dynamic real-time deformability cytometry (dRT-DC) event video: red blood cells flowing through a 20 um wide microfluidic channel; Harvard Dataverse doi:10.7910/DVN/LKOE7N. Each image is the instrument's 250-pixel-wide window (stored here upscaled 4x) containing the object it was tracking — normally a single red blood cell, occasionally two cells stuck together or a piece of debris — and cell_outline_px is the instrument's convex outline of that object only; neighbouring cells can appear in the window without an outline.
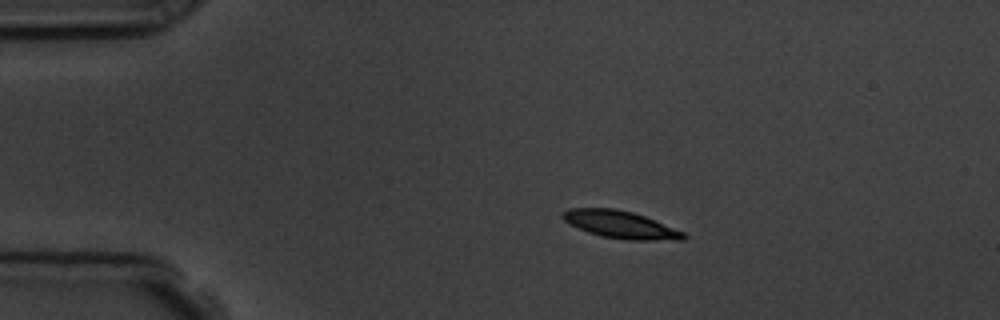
{"species": "common noctule bat (a hibernating species)", "species_latin": "Nyctalus noctula", "temperature_condition": "room temperature", "stored_images_in_passage": 14, "camera_frame_rate_fps": 3000, "um_per_image_px": 0.085, "animal": {"sex": "male", "body_mass_g": 19.5, "forearm_length_mm": 54.6}, "frame": {"image": 1, "passage_image": 1, "time_ms": 0.0, "image_size_px": [1000, 320], "cell_outline_px": [[688, 236], [684, 240], [628, 240], [604, 236], [588, 232], [564, 220], [560, 216], [560, 212], [568, 208], [616, 208], [632, 212], [644, 216], [684, 232]], "centroid_in_image_um": [52.74, 19.08], "position_along_channel_um": 32.3, "area_um2": 19.19}}
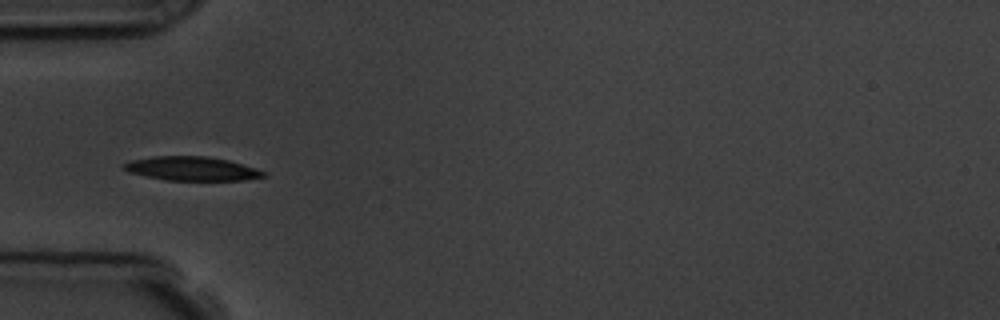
{"frame": {"image": 2, "passage_image": 3, "time_ms": 2.333, "image_size_px": [1000, 320], "cell_outline_px": [[268, 176], [244, 180], [164, 180], [144, 176], [128, 172], [120, 164], [132, 160], [152, 156], [208, 156], [228, 160], [256, 168], [268, 172]], "centroid_in_image_um": [16.31, 14.33], "position_along_channel_um": 68.7, "area_um2": 19.71}}
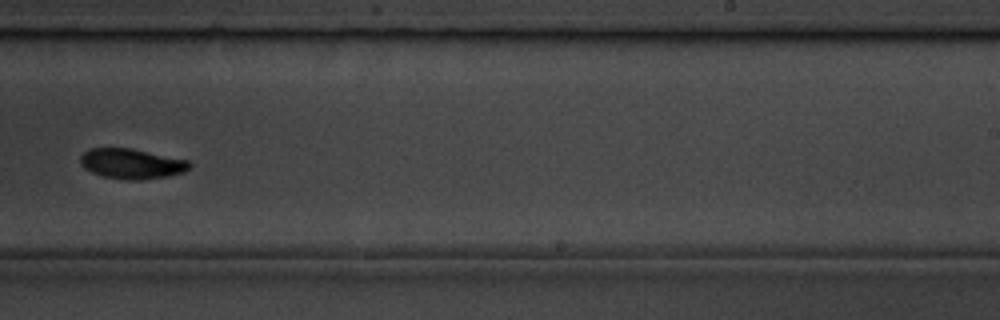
{"frame": {"image": 3, "passage_image": 8, "time_ms": 8.0, "image_size_px": [1000, 320], "cell_outline_px": [[192, 168], [184, 172], [168, 176], [140, 180], [124, 180], [104, 176], [92, 172], [84, 168], [80, 164], [80, 156], [88, 148], [132, 148], [188, 160], [192, 164]], "centroid_in_image_um": [11.2, 13.91], "position_along_channel_um": 277.8, "area_um2": 19.36}, "authors_computed_cell_mechanics": {"area_um2": 19.2763, "velocity_mm_per_s": 3.699, "shape_relaxation_time_tau1_ms": 2.1512, "shape_relaxation_time_tau2_ms": null, "deformation_change_tau1": 0.0907, "deformation_change_tau2": null}}